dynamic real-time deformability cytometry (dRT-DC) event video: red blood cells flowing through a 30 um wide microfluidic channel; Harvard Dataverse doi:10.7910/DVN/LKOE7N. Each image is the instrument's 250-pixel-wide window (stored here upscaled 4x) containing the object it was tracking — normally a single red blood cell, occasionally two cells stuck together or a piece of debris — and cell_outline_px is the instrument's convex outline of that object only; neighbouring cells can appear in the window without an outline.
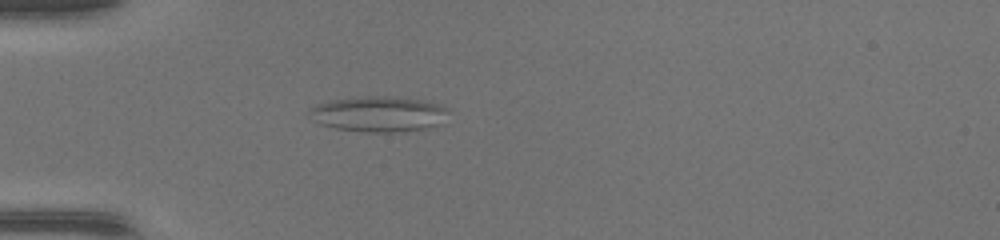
{"species": "common noctule bat (a hibernating species)", "species_latin": "Nyctalus noctula", "temperature_condition": "warm", "stored_images_in_passage": 35, "camera_frame_rate_fps": 3000, "um_per_image_px": 0.085, "animal": {"sex": "female", "body_mass_g": 17.0, "forearm_length_mm": 48.0}, "frame": {"image": 1, "passage_image": 2, "time_ms": 0.333, "image_size_px": [1000, 240], "cell_outline_px": [[448, 112], [444, 124], [424, 128], [392, 132], [368, 132], [336, 128], [320, 124], [312, 120], [308, 112], [308, 108], [316, 104], [328, 100], [360, 96], [384, 96], [424, 100], [440, 104], [448, 108]], "centroid_in_image_um": [32.17, 9.68], "position_along_channel_um": 52.8, "area_um2": 29.07}}
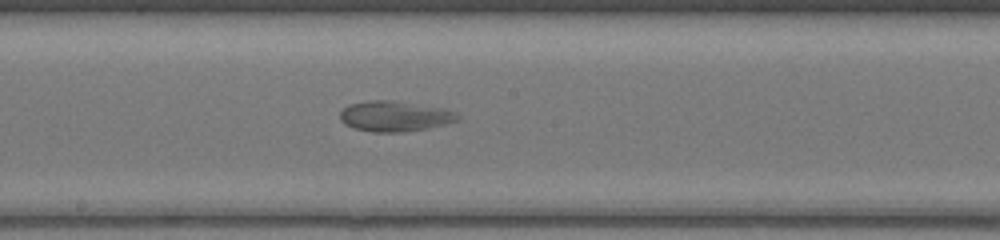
{"frame": {"image": 2, "passage_image": 14, "time_ms": 4.333, "image_size_px": [1000, 240], "cell_outline_px": [[460, 120], [428, 128], [404, 132], [372, 132], [352, 128], [344, 124], [340, 120], [340, 112], [348, 104], [372, 100], [388, 100], [448, 108], [456, 112], [460, 116]], "centroid_in_image_um": [33.57, 9.88], "position_along_channel_um": 214.6, "area_um2": 21.1}}
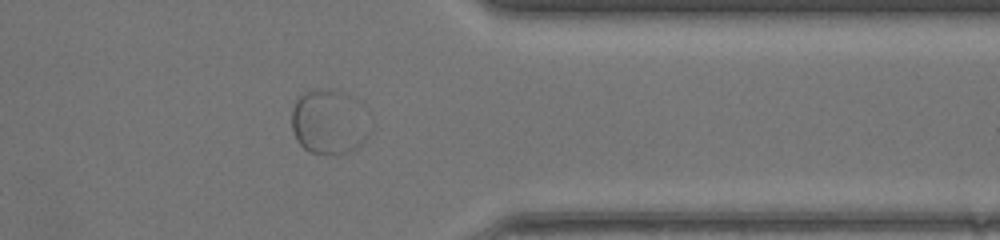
{"frame": {"image": 3, "passage_image": 26, "time_ms": 8.333, "image_size_px": [1000, 240], "cell_outline_px": [[372, 132], [356, 148], [348, 152], [336, 156], [332, 156], [308, 152], [296, 140], [292, 128], [292, 108], [296, 100], [304, 92], [316, 88], [328, 88], [344, 92], [352, 96], [356, 100]], "centroid_in_image_um": [27.94, 10.38], "position_along_channel_um": 383.5, "area_um2": 29.88}}